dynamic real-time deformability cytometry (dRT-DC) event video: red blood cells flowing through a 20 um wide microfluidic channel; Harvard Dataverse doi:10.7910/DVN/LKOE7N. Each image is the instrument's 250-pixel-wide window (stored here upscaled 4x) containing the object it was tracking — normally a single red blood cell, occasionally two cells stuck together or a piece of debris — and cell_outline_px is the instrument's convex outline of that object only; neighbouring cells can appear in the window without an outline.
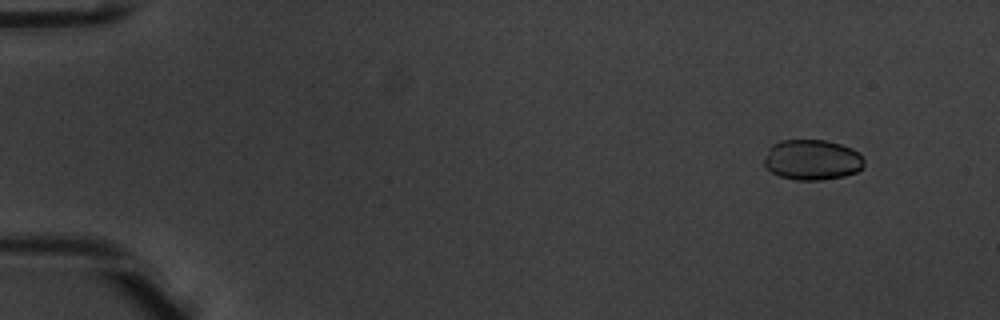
{"species": "common noctule bat (a hibernating species)", "species_latin": "Nyctalus noctula", "temperature_condition": "warm", "stored_images_in_passage": 49, "camera_frame_rate_fps": 3000, "um_per_image_px": 0.085, "animal": {"sex": "male", "body_mass_g": 20.1, "forearm_length_mm": 53.5}, "frame": {"image": 1, "passage_image": 1, "time_ms": 0.0, "image_size_px": [1000, 320], "cell_outline_px": [[864, 168], [856, 172], [844, 176], [820, 180], [796, 180], [780, 176], [772, 172], [764, 164], [764, 156], [768, 148], [772, 144], [780, 140], [824, 140], [840, 144], [852, 148], [860, 152], [864, 160]], "centroid_in_image_um": [69.04, 13.58], "position_along_channel_um": 16.0, "area_um2": 23.76}}
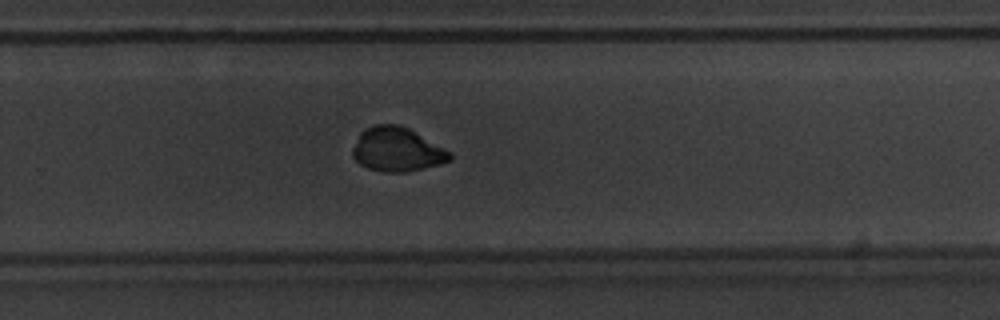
{"frame": {"image": 2, "passage_image": 32, "time_ms": 10.333, "image_size_px": [1000, 320], "cell_outline_px": [[452, 160], [424, 168], [404, 172], [384, 172], [368, 168], [360, 164], [352, 156], [352, 148], [360, 132], [364, 128], [376, 124], [400, 124], [408, 128], [452, 152]], "centroid_in_image_um": [33.73, 12.7], "position_along_channel_um": 296.1, "area_um2": 25.03}}
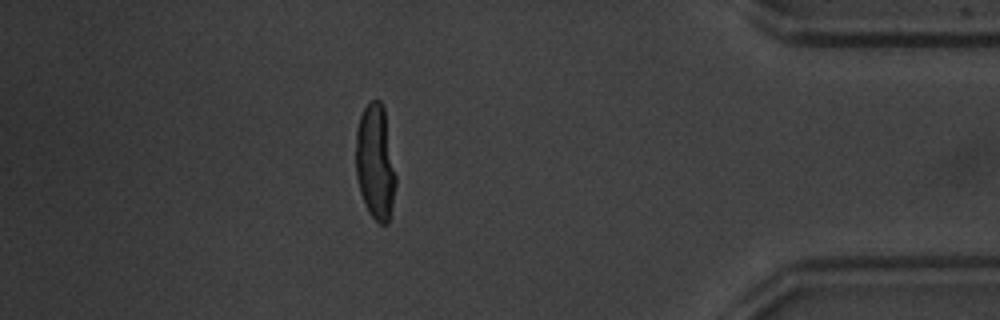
{"frame": {"image": 3, "passage_image": 43, "time_ms": 14.0, "image_size_px": [1000, 320], "cell_outline_px": [[396, 184], [392, 208], [388, 224], [380, 224], [368, 212], [364, 204], [360, 192], [356, 176], [356, 128], [360, 116], [364, 108], [372, 100], [380, 100], [384, 104], [396, 176]], "centroid_in_image_um": [31.91, 13.78], "position_along_channel_um": 403.3, "area_um2": 27.17}, "authors_computed_cell_mechanics": {"area_um2": 25.7788, "velocity_mm_per_s": 3.8949, "shape_relaxation_time_tau1_ms": 2.99, "shape_relaxation_time_tau2_ms": 2.2205, "deformation_change_tau1": 0.1067, "deformation_change_tau2": 0.0511}}